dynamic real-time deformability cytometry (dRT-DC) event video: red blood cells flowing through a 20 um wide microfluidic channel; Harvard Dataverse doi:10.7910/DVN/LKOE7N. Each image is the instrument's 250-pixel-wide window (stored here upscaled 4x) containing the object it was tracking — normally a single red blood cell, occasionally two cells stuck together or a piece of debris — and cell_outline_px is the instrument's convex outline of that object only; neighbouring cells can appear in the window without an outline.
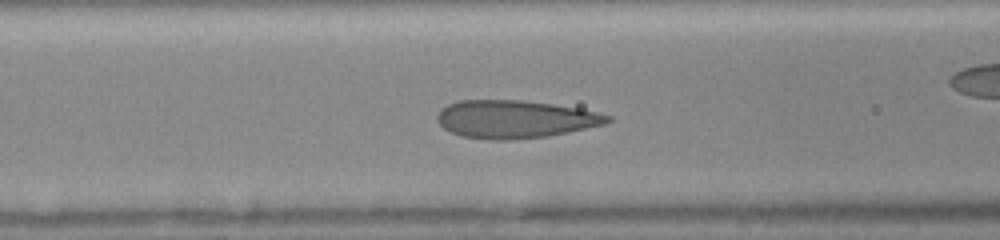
{"species": "human", "species_latin": "Homo sapiens", "temperature_condition": "room temperature", "stored_images_in_passage": 39, "camera_frame_rate_fps": 3000, "um_per_image_px": 0.085, "donor": {"sex": "female"}, "frame": {"image": 1, "passage_image": 18, "time_ms": 5.667, "image_size_px": [1000, 240], "cell_outline_px": [[612, 120], [604, 124], [568, 132], [548, 136], [508, 140], [488, 140], [460, 136], [444, 128], [436, 120], [436, 116], [448, 104], [460, 100], [524, 100], [580, 108], [612, 116]], "centroid_in_image_um": [43.78, 10.13], "position_along_channel_um": 122.8, "area_um2": 37.57}}
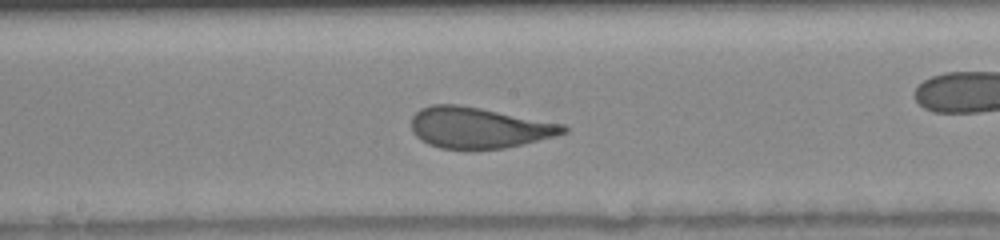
{"frame": {"image": 2, "passage_image": 24, "time_ms": 7.667, "image_size_px": [1000, 240], "cell_outline_px": [[568, 132], [556, 136], [504, 148], [440, 148], [428, 144], [420, 140], [412, 132], [412, 116], [420, 108], [432, 104], [456, 104], [480, 108], [564, 124], [568, 128]], "centroid_in_image_um": [40.68, 10.84], "position_along_channel_um": 207.5, "area_um2": 36.01}}
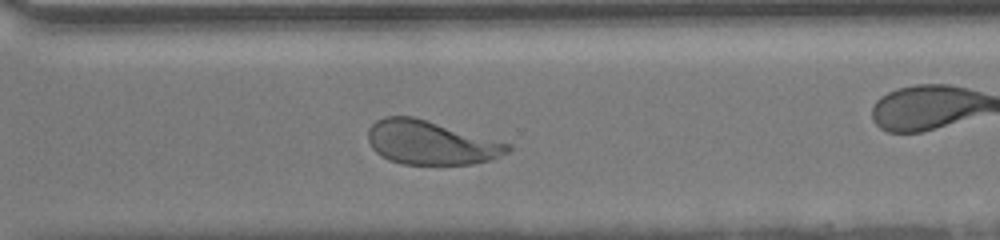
{"frame": {"image": 3, "passage_image": 33, "time_ms": 10.667, "image_size_px": [1000, 240], "cell_outline_px": [[512, 148], [508, 152], [492, 160], [472, 164], [400, 164], [388, 160], [380, 156], [372, 148], [368, 140], [368, 128], [376, 120], [384, 116], [412, 116], [512, 144]], "centroid_in_image_um": [36.6, 12.13], "position_along_channel_um": 334.0, "area_um2": 35.84}}